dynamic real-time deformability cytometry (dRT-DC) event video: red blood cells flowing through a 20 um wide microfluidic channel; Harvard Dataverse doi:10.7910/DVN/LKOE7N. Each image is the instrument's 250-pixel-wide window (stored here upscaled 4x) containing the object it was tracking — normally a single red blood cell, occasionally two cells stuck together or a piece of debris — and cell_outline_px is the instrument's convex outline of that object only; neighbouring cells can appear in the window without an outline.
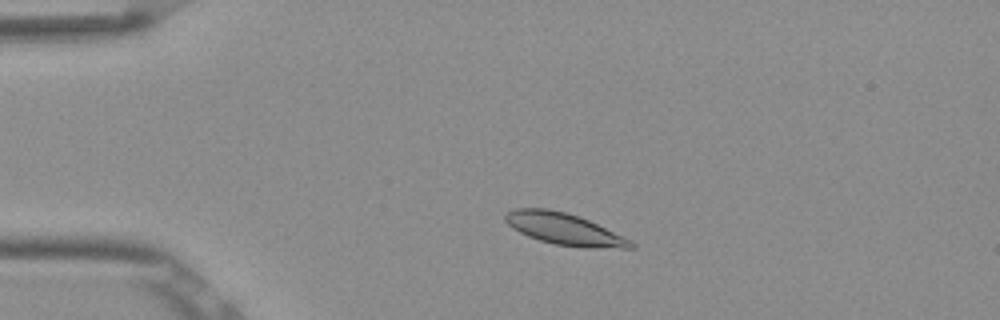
{"species": "Egyptian fruit bat (a non-hibernating species)", "species_latin": "Rousettus aegyptiacus", "temperature_condition": "room temperature", "stored_images_in_passage": 44, "camera_frame_rate_fps": 3000, "um_per_image_px": 0.085, "frame": {"image": 1, "passage_image": 3, "time_ms": 0.667, "image_size_px": [1000, 320], "cell_outline_px": [[636, 248], [584, 248], [556, 244], [540, 240], [528, 236], [512, 228], [504, 220], [504, 216], [508, 212], [516, 208], [548, 208], [568, 212], [580, 216], [632, 240], [636, 244]], "centroid_in_image_um": [47.99, 19.46], "position_along_channel_um": 37.0, "area_um2": 23.35}}
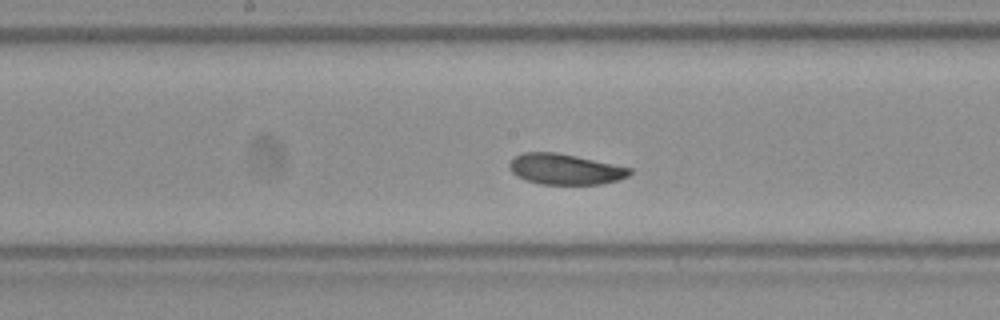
{"frame": {"image": 2, "passage_image": 19, "time_ms": 6.0, "image_size_px": [1000, 320], "cell_outline_px": [[632, 172], [628, 176], [616, 180], [600, 184], [540, 184], [524, 180], [516, 176], [512, 172], [508, 164], [516, 156], [524, 152], [556, 152], [576, 156], [632, 168]], "centroid_in_image_um": [48.01, 14.38], "position_along_channel_um": 200.2, "area_um2": 21.39}}
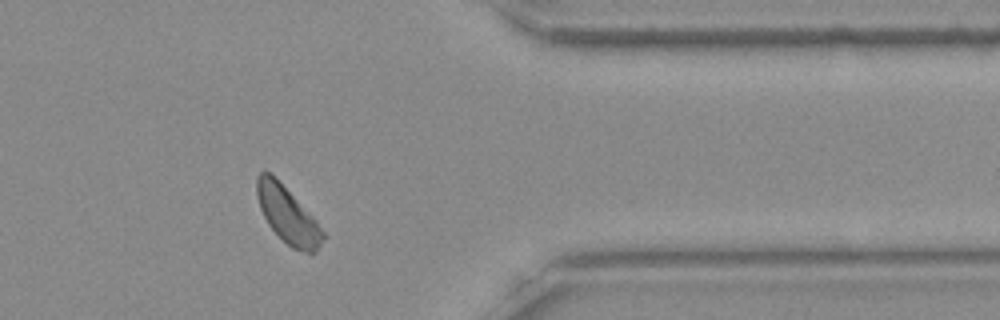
{"frame": {"image": 3, "passage_image": 35, "time_ms": 11.333, "image_size_px": [1000, 320], "cell_outline_px": [[324, 236], [316, 252], [304, 252], [292, 248], [268, 224], [260, 208], [256, 196], [256, 176], [260, 172], [268, 172], [316, 220], [324, 232]], "centroid_in_image_um": [24.43, 18.3], "position_along_channel_um": 387.0, "area_um2": 20.87}, "authors_computed_cell_mechanics": {"area_um2": 22.1952, "velocity_mm_per_s": 3.795, "shape_relaxation_time_tau1_ms": 3.4473, "shape_relaxation_time_tau2_ms": 3.0731, "deformation_change_tau1": 0.0958, "deformation_change_tau2": 0.0561}}